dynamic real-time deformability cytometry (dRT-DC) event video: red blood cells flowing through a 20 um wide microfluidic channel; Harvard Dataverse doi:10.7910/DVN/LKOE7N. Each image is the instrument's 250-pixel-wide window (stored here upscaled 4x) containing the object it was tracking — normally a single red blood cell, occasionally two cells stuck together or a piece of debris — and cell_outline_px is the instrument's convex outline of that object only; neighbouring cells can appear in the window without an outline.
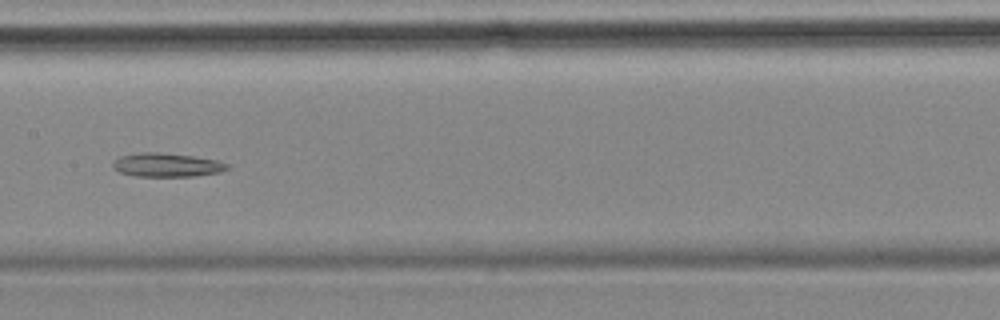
{"species": "common noctule bat (a hibernating species)", "species_latin": "Nyctalus noctula", "temperature_condition": "cold", "stored_images_in_passage": 8, "camera_frame_rate_fps": 3000, "um_per_image_px": 0.085, "animal": {"sex": "female", "body_mass_g": 18.4}, "frame": {"image": 1, "passage_image": 7, "time_ms": 7.0, "image_size_px": [1000, 320], "cell_outline_px": [[228, 168], [220, 172], [192, 176], [136, 176], [120, 172], [112, 168], [112, 164], [120, 156], [140, 152], [160, 152], [192, 156], [216, 160], [228, 164]], "centroid_in_image_um": [14.15, 14.02], "position_along_channel_um": 193.3, "area_um2": 15.66}}
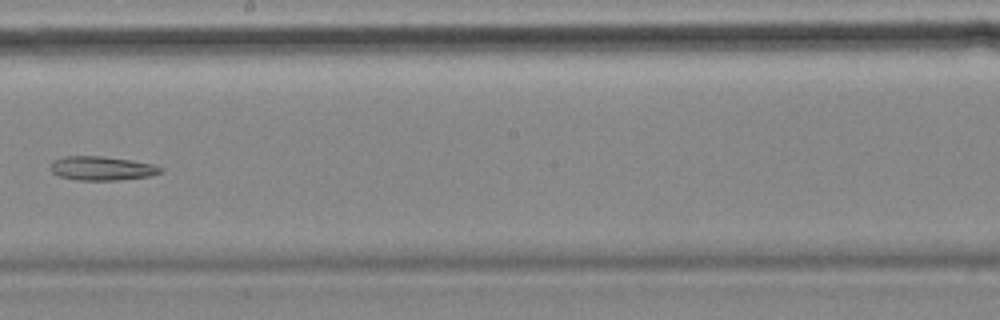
{"frame": {"image": 2, "passage_image": 8, "time_ms": 8.333, "image_size_px": [1000, 320], "cell_outline_px": [[164, 172], [152, 176], [116, 180], [76, 180], [60, 176], [52, 172], [52, 160], [64, 156], [104, 156], [132, 160], [152, 164], [164, 168]], "centroid_in_image_um": [8.71, 14.3], "position_along_channel_um": 239.5, "area_um2": 15.49}}